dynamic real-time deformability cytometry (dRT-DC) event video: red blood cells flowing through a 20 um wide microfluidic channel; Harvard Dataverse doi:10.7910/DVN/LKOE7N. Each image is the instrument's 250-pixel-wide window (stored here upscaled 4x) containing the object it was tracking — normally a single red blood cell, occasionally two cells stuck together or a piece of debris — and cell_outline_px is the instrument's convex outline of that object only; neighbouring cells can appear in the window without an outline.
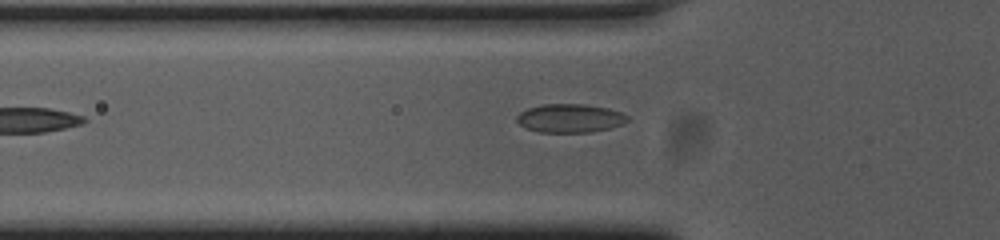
{"species": "common noctule bat (a hibernating species)", "species_latin": "Nyctalus noctula", "temperature_condition": "cold", "stored_images_in_passage": 9, "camera_frame_rate_fps": 3000, "um_per_image_px": 0.085, "animal": {"sex": "female", "body_mass_g": 23.0, "forearm_length_mm": 53.4}, "frame": {"image": 1, "passage_image": 4, "time_ms": 1.0, "image_size_px": [1000, 240], "cell_outline_px": [[628, 120], [624, 124], [608, 128], [588, 132], [540, 132], [524, 128], [516, 120], [516, 116], [520, 112], [528, 108], [540, 104], [584, 104], [608, 108], [620, 112], [628, 116]], "centroid_in_image_um": [48.42, 10.04], "position_along_channel_um": 77.4, "area_um2": 18.44}}
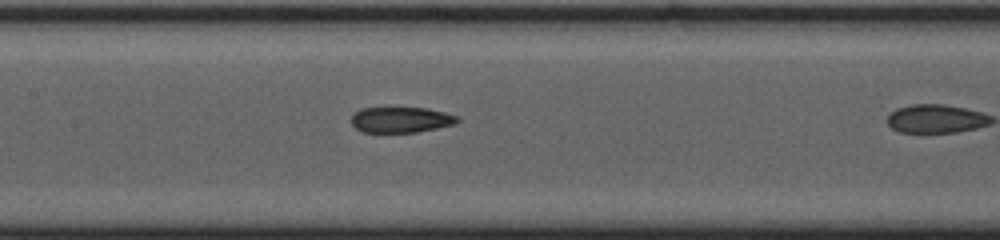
{"frame": {"image": 2, "passage_image": 8, "time_ms": 2.333, "image_size_px": [1000, 240], "cell_outline_px": [[460, 120], [456, 124], [416, 132], [364, 132], [356, 128], [352, 124], [352, 116], [360, 108], [384, 104], [428, 108], [460, 116]], "centroid_in_image_um": [34.07, 10.11], "position_along_channel_um": 173.3, "area_um2": 16.82}}